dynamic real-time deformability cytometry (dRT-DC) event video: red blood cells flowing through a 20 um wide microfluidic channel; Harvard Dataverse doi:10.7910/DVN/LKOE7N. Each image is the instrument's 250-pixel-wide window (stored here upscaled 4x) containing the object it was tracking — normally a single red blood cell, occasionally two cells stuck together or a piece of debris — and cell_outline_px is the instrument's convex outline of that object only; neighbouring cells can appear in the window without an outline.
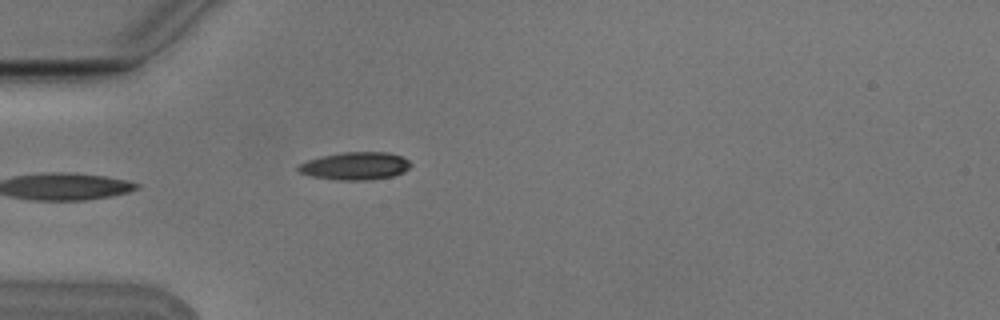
{"species": "Egyptian fruit bat (a non-hibernating species)", "species_latin": "Rousettus aegyptiacus", "temperature_condition": "cold", "stored_images_in_passage": 5, "camera_frame_rate_fps": 3000, "um_per_image_px": 0.085, "animal": {"sex": "male"}, "frame": {"image": 1, "passage_image": 5, "time_ms": 1.333, "image_size_px": [1000, 320], "cell_outline_px": [[412, 164], [404, 172], [392, 176], [372, 180], [336, 180], [312, 176], [300, 172], [296, 168], [300, 164], [308, 160], [320, 156], [344, 152], [388, 152], [400, 156], [408, 160]], "centroid_in_image_um": [30.2, 14.11], "position_along_channel_um": 54.8, "area_um2": 18.15}}